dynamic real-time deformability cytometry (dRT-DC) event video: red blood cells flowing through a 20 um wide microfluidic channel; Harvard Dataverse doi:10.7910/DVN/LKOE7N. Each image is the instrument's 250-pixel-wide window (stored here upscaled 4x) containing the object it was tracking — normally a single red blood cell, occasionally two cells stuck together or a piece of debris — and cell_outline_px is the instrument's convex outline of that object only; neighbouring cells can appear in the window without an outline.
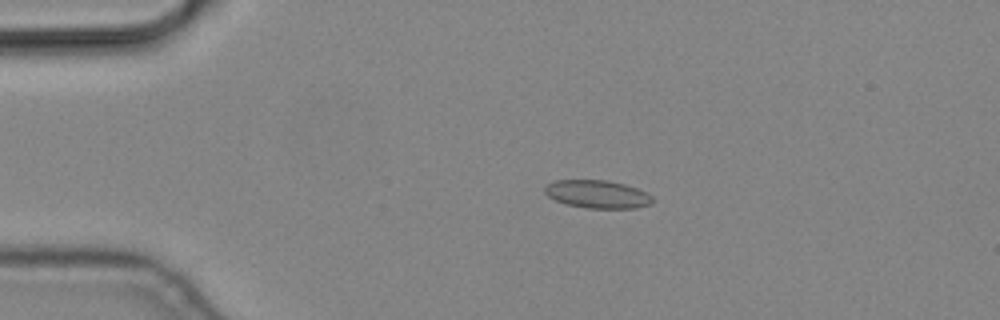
{"species": "common noctule bat (a hibernating species)", "species_latin": "Nyctalus noctula", "temperature_condition": "cold", "stored_images_in_passage": 5, "camera_frame_rate_fps": 3000, "um_per_image_px": 0.085, "animal": {"sex": "male", "body_mass_g": 19.2, "forearm_length_mm": 51.8}, "frame": {"image": 1, "passage_image": 3, "time_ms": 0.667, "image_size_px": [1000, 320], "cell_outline_px": [[652, 204], [636, 208], [588, 208], [568, 204], [556, 200], [548, 196], [544, 192], [544, 188], [548, 184], [556, 180], [608, 180], [624, 184], [636, 188], [652, 196]], "centroid_in_image_um": [50.78, 16.5], "position_along_channel_um": 34.2, "area_um2": 17.4}}
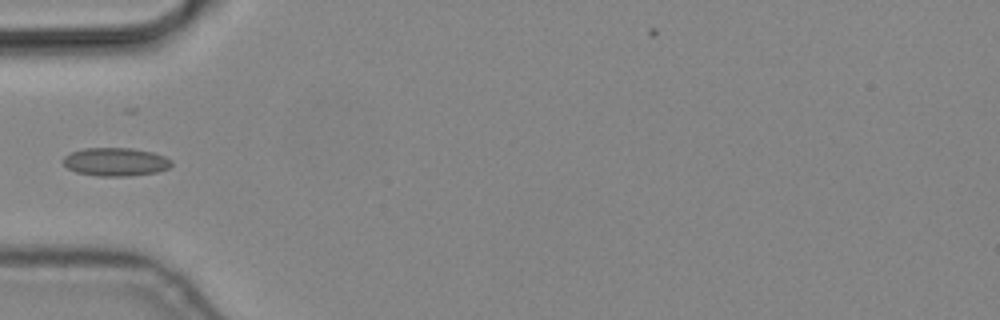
{"frame": {"image": 2, "passage_image": 5, "time_ms": 1.333, "image_size_px": [1000, 320], "cell_outline_px": [[172, 164], [168, 168], [156, 172], [128, 176], [96, 176], [76, 172], [68, 168], [64, 164], [64, 156], [72, 152], [84, 148], [132, 148], [152, 152], [164, 156], [172, 160]], "centroid_in_image_um": [9.83, 13.76], "position_along_channel_um": 75.2, "area_um2": 17.8}}